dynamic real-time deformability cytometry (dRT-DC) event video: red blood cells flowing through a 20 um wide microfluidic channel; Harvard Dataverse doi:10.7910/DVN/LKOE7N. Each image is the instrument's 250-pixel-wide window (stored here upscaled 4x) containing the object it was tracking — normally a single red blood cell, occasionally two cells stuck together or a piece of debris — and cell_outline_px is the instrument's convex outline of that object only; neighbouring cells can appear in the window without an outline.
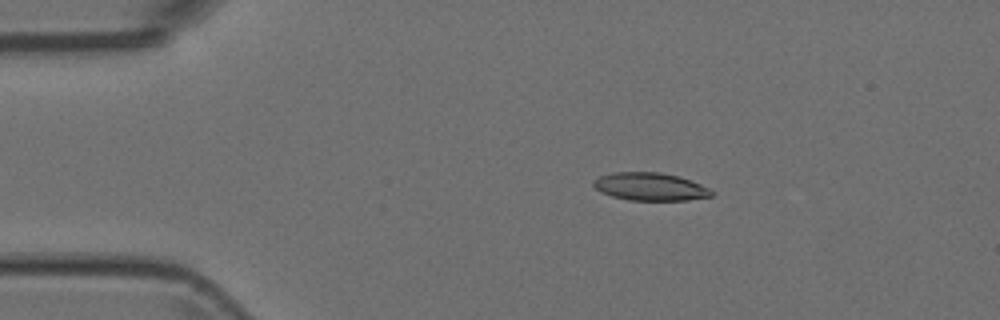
{"species": "Egyptian fruit bat (a non-hibernating species)", "species_latin": "Rousettus aegyptiacus", "temperature_condition": "room temperature", "stored_images_in_passage": 6, "camera_frame_rate_fps": 3000, "um_per_image_px": 0.085, "animal": {"sex": "female"}, "frame": {"image": 1, "passage_image": 1, "time_ms": 0.0, "image_size_px": [1000, 320], "cell_outline_px": [[712, 196], [688, 200], [628, 200], [612, 196], [600, 192], [592, 184], [592, 180], [600, 176], [612, 172], [660, 172], [680, 176], [700, 184], [708, 188], [712, 192]], "centroid_in_image_um": [55.23, 15.86], "position_along_channel_um": 29.8, "area_um2": 19.19}}
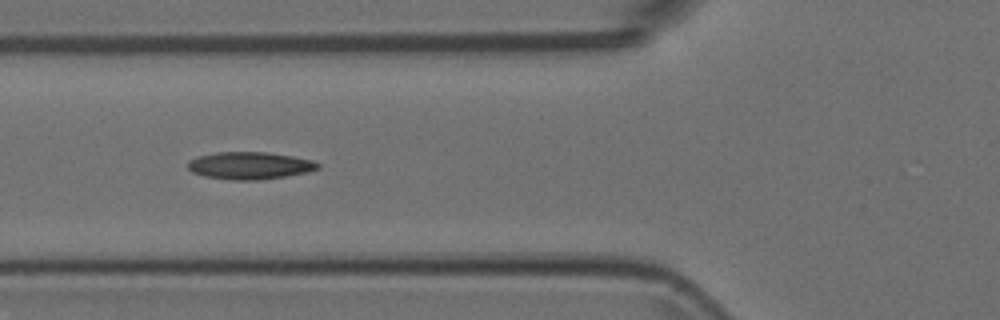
{"frame": {"image": 2, "passage_image": 4, "time_ms": 1.0, "image_size_px": [1000, 320], "cell_outline_px": [[320, 168], [308, 172], [260, 180], [232, 180], [204, 176], [192, 172], [188, 168], [188, 160], [196, 156], [216, 152], [268, 152], [292, 156], [312, 160], [320, 164]], "centroid_in_image_um": [21.21, 14.07], "position_along_channel_um": 104.6, "area_um2": 20.81}}
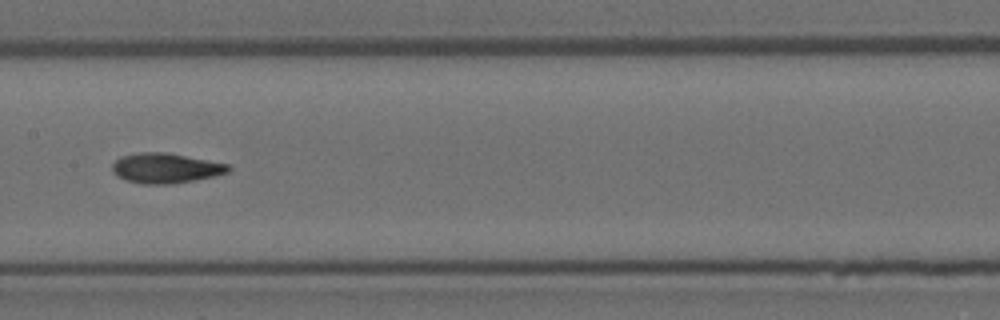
{"frame": {"image": 3, "passage_image": 6, "time_ms": 1.667, "image_size_px": [1000, 320], "cell_outline_px": [[232, 168], [228, 172], [216, 176], [196, 180], [172, 184], [144, 184], [124, 180], [116, 176], [112, 172], [112, 164], [120, 156], [140, 152], [164, 152], [228, 164]], "centroid_in_image_um": [14.05, 14.3], "position_along_channel_um": 193.3, "area_um2": 20.4}}